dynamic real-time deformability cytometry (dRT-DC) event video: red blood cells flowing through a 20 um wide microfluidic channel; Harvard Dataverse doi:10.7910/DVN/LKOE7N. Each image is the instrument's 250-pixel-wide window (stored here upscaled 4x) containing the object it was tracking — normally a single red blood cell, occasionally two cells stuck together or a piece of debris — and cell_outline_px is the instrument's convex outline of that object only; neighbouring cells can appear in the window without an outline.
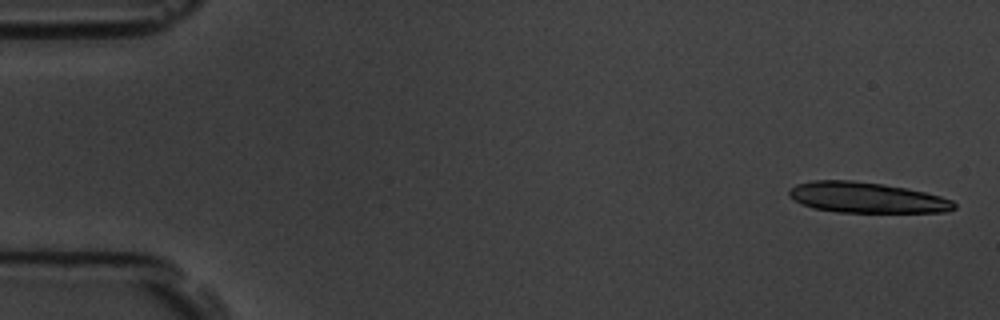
{"species": "common noctule bat (a hibernating species)", "species_latin": "Nyctalus noctula", "temperature_condition": "room temperature", "stored_images_in_passage": 4, "camera_frame_rate_fps": 3000, "um_per_image_px": 0.085, "animal": {"sex": "male", "body_mass_g": 19.5, "forearm_length_mm": 54.6}, "frame": {"image": 1, "passage_image": 1, "time_ms": 0.0, "image_size_px": [1000, 320], "cell_outline_px": [[956, 208], [948, 212], [836, 212], [812, 208], [800, 204], [788, 196], [788, 192], [796, 184], [812, 180], [852, 180], [880, 184], [904, 188], [924, 192], [940, 196], [952, 200], [956, 204]], "centroid_in_image_um": [73.63, 16.8], "position_along_channel_um": 11.4, "area_um2": 29.42}}